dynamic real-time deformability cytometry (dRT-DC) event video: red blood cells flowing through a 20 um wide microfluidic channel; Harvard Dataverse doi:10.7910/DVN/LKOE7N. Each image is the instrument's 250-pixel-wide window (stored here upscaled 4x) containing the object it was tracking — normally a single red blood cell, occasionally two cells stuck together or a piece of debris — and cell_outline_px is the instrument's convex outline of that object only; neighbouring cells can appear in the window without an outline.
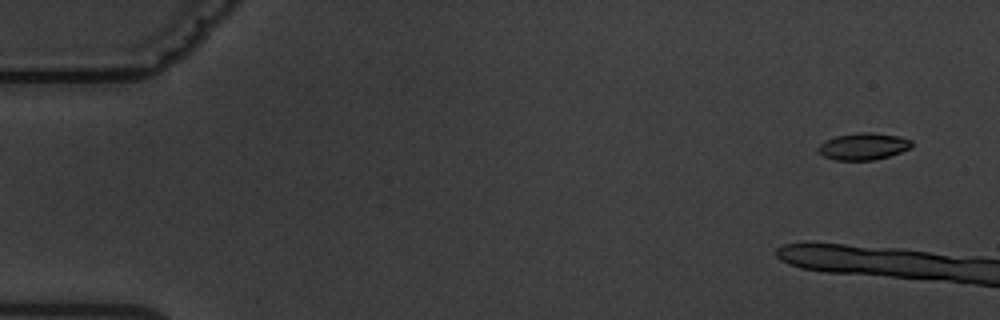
{"species": "common noctule bat (a hibernating species)", "species_latin": "Nyctalus noctula", "temperature_condition": "warm", "stored_images_in_passage": 5, "camera_frame_rate_fps": 3000, "um_per_image_px": 0.085, "animal": {"sex": "male", "body_mass_g": 19.5, "forearm_length_mm": 54.6}, "frame": {"image": 1, "passage_image": 2, "time_ms": 1.0, "image_size_px": [1000, 320], "cell_outline_px": [[912, 148], [888, 156], [872, 160], [836, 160], [824, 156], [816, 152], [816, 148], [820, 144], [836, 136], [856, 132], [868, 132], [900, 136], [912, 140]], "centroid_in_image_um": [73.38, 12.44], "position_along_channel_um": 11.6, "area_um2": 14.68}}